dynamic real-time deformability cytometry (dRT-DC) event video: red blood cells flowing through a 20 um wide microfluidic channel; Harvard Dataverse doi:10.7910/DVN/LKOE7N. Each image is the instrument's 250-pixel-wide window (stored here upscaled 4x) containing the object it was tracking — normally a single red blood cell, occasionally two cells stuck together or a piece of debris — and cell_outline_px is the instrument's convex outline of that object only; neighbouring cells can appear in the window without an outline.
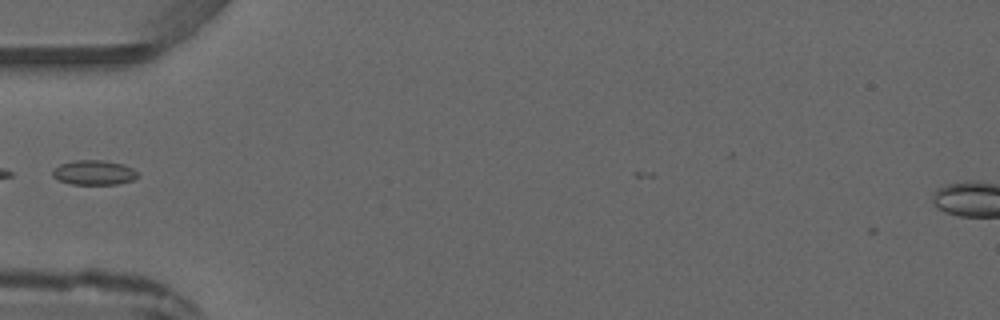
{"species": "common noctule bat (a hibernating species)", "species_latin": "Nyctalus noctula", "temperature_condition": "warm", "stored_images_in_passage": 1, "camera_frame_rate_fps": 3000, "um_per_image_px": 0.085, "animal": {"sex": "male", "forearm_length_mm": 52.5}, "frame": {"image": 1, "passage_image": 1, "time_ms": 0.0, "image_size_px": [1000, 320], "cell_outline_px": [[140, 176], [132, 180], [116, 184], [72, 184], [60, 180], [52, 176], [52, 168], [60, 164], [72, 160], [104, 160], [124, 164], [132, 168]], "centroid_in_image_um": [7.97, 14.65], "position_along_channel_um": 77.0, "area_um2": 12.31}}